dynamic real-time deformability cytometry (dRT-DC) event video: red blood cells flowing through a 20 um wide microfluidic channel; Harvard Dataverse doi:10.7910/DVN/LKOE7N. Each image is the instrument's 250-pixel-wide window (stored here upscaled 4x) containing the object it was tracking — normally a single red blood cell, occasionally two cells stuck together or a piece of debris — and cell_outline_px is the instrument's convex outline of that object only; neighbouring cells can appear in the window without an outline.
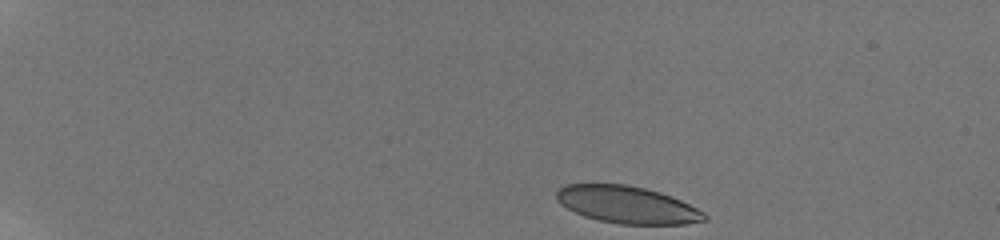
{"species": "human", "species_latin": "Homo sapiens", "temperature_condition": "room temperature", "stored_images_in_passage": 46, "camera_frame_rate_fps": 3000, "um_per_image_px": 0.085, "donor": {"sex": "male"}, "frame": {"image": 1, "passage_image": 1, "time_ms": 0.0, "image_size_px": [1000, 240], "cell_outline_px": [[708, 220], [684, 224], [620, 224], [600, 220], [584, 216], [560, 204], [556, 200], [556, 192], [564, 184], [624, 184], [644, 188], [660, 192], [672, 196], [704, 212], [708, 216]], "centroid_in_image_um": [53.31, 17.4], "position_along_channel_um": 31.7, "area_um2": 31.96}}
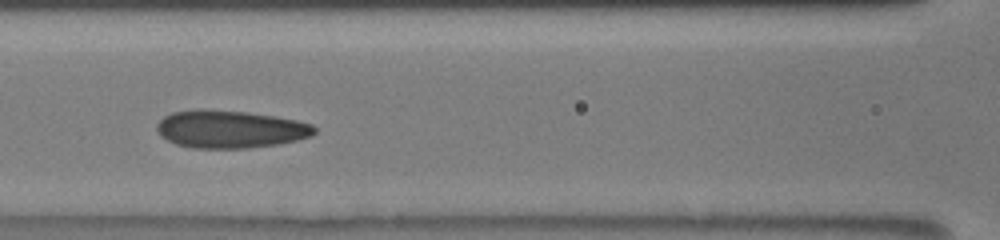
{"frame": {"image": 2, "passage_image": 19, "time_ms": 6.0, "image_size_px": [1000, 240], "cell_outline_px": [[316, 132], [312, 136], [280, 144], [248, 148], [192, 148], [176, 144], [160, 136], [156, 128], [156, 124], [164, 116], [172, 112], [196, 108], [204, 108], [248, 112], [296, 120], [312, 124], [316, 128]], "centroid_in_image_um": [19.54, 10.97], "position_along_channel_um": 147.1, "area_um2": 34.97}}
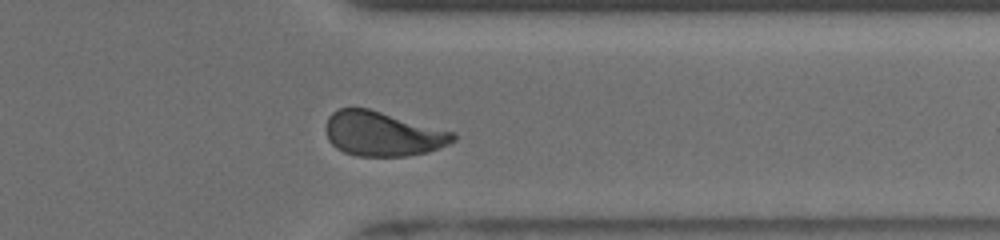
{"frame": {"image": 3, "passage_image": 37, "time_ms": 12.0, "image_size_px": [1000, 240], "cell_outline_px": [[456, 140], [448, 144], [428, 152], [408, 156], [356, 156], [344, 152], [336, 148], [328, 140], [324, 128], [328, 116], [332, 112], [340, 108], [368, 108], [456, 132]], "centroid_in_image_um": [32.52, 11.37], "position_along_channel_um": 378.9, "area_um2": 33.35}, "authors_computed_cell_mechanics": {"area_um2": 33.6107, "velocity_mm_per_s": 3.8613, "shape_relaxation_time_tau1_ms": 4.3065, "shape_relaxation_time_tau2_ms": 0.8848, "deformation_change_tau1": 0.1585, "deformation_change_tau2": 0.0838}}